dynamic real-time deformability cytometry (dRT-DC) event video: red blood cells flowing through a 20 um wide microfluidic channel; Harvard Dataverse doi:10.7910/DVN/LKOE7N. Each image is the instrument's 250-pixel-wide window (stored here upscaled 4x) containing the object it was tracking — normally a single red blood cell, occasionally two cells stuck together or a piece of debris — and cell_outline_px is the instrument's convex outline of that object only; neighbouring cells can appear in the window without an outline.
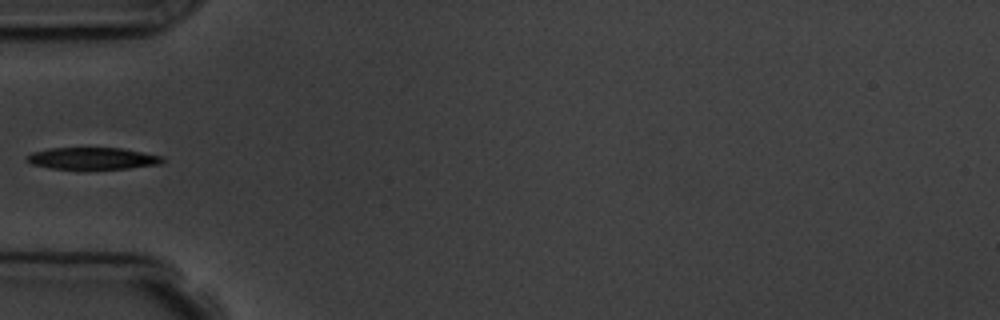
{"species": "common noctule bat (a hibernating species)", "species_latin": "Nyctalus noctula", "temperature_condition": "room temperature", "stored_images_in_passage": 1, "camera_frame_rate_fps": 3000, "um_per_image_px": 0.085, "animal": {"sex": "male", "body_mass_g": 19.5, "forearm_length_mm": 54.6}, "frame": {"image": 1, "passage_image": 1, "time_ms": 0.0, "image_size_px": [1000, 320], "cell_outline_px": [[164, 160], [160, 164], [128, 168], [52, 168], [32, 164], [24, 160], [32, 152], [48, 148], [124, 148], [164, 156]], "centroid_in_image_um": [7.89, 13.44], "position_along_channel_um": 77.1, "area_um2": 17.11}}